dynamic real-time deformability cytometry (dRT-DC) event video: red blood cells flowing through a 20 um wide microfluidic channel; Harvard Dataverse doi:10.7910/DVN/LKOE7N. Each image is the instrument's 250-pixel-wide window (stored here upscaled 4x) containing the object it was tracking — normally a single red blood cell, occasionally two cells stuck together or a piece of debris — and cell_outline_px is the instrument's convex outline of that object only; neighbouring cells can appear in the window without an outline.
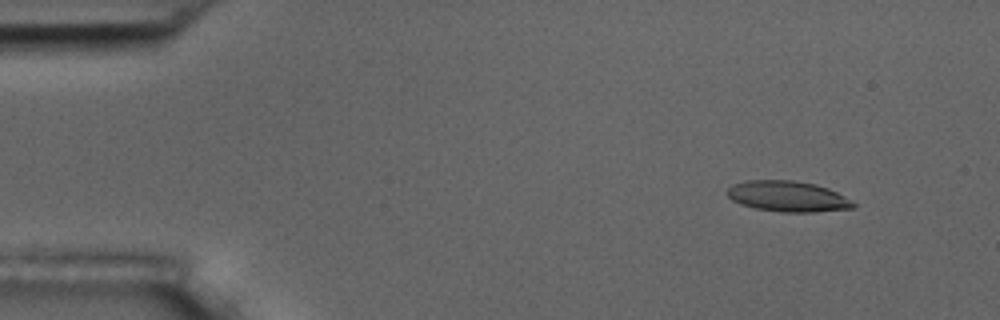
{"species": "common noctule bat (a hibernating species)", "species_latin": "Nyctalus noctula", "temperature_condition": "room temperature", "stored_images_in_passage": 4, "camera_frame_rate_fps": 3000, "um_per_image_px": 0.085, "animal": {"sex": "male", "body_mass_g": 17.5, "forearm_length_mm": 52.3}, "frame": {"image": 1, "passage_image": 1, "time_ms": 0.0, "image_size_px": [1000, 320], "cell_outline_px": [[856, 204], [852, 208], [816, 212], [780, 212], [756, 208], [740, 204], [732, 200], [724, 192], [732, 184], [748, 180], [792, 180], [816, 184], [828, 188], [852, 200]], "centroid_in_image_um": [66.93, 16.69], "position_along_channel_um": 18.1, "area_um2": 22.66}}